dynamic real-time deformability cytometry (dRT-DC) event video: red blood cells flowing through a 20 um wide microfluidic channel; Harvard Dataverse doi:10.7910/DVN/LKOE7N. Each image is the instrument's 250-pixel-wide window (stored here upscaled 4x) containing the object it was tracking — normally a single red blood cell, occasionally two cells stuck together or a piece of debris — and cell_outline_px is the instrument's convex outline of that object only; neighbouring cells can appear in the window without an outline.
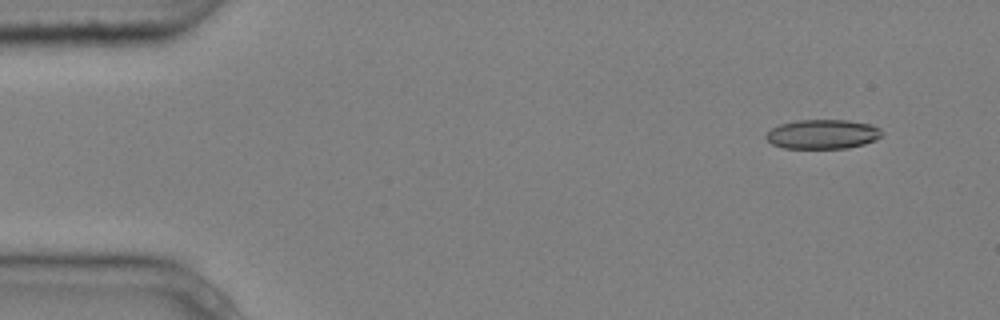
{"species": "common noctule bat (a hibernating species)", "species_latin": "Nyctalus noctula", "temperature_condition": "cold", "stored_images_in_passage": 4, "camera_frame_rate_fps": 3000, "um_per_image_px": 0.085, "animal": {"sex": "male", "body_mass_g": 20.4}, "frame": {"image": 1, "passage_image": 1, "time_ms": 0.0, "image_size_px": [1000, 320], "cell_outline_px": [[884, 132], [876, 140], [864, 144], [848, 148], [784, 148], [772, 144], [764, 136], [772, 128], [780, 124], [796, 120], [848, 120], [872, 124], [880, 128]], "centroid_in_image_um": [69.95, 11.4], "position_along_channel_um": 15.0, "area_um2": 19.94}}
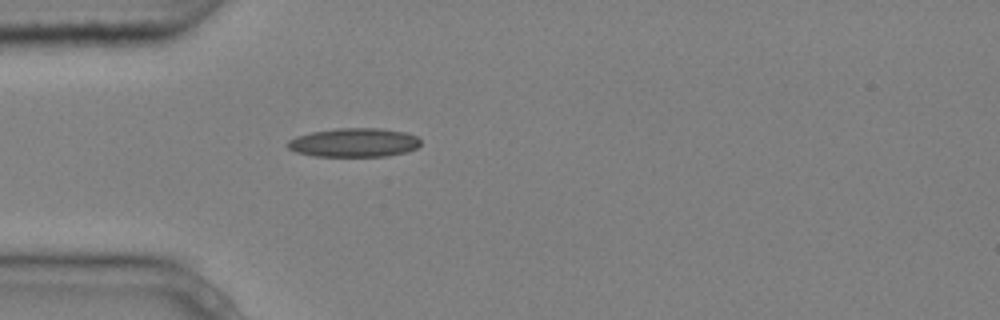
{"frame": {"image": 2, "passage_image": 4, "time_ms": 1.0, "image_size_px": [1000, 320], "cell_outline_px": [[420, 144], [416, 148], [408, 152], [388, 156], [312, 156], [296, 152], [288, 148], [288, 140], [296, 136], [312, 132], [336, 128], [376, 128], [408, 132], [416, 136], [420, 140]], "centroid_in_image_um": [30.11, 12.12], "position_along_channel_um": 54.9, "area_um2": 22.48}}